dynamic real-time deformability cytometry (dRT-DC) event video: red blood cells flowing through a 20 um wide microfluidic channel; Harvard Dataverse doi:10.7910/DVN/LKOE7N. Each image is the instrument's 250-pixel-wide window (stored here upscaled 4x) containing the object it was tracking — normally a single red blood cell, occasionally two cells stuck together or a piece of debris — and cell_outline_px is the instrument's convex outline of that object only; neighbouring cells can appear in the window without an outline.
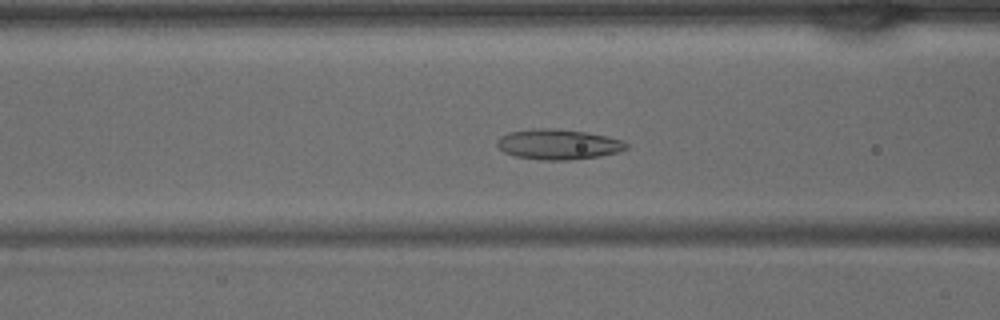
{"species": "common noctule bat (a hibernating species)", "species_latin": "Nyctalus noctula", "temperature_condition": "warm", "stored_images_in_passage": 42, "camera_frame_rate_fps": 3000, "um_per_image_px": 0.085, "animal": {"sex": "male", "body_mass_g": 15.6}, "frame": {"image": 1, "passage_image": 17, "time_ms": 5.333, "image_size_px": [1000, 320], "cell_outline_px": [[628, 148], [620, 152], [600, 156], [568, 160], [540, 160], [516, 156], [504, 152], [496, 144], [496, 140], [500, 136], [508, 132], [536, 128], [556, 128], [584, 132], [608, 136], [624, 140], [628, 144]], "centroid_in_image_um": [47.47, 12.26], "position_along_channel_um": 119.1, "area_um2": 23.0}}
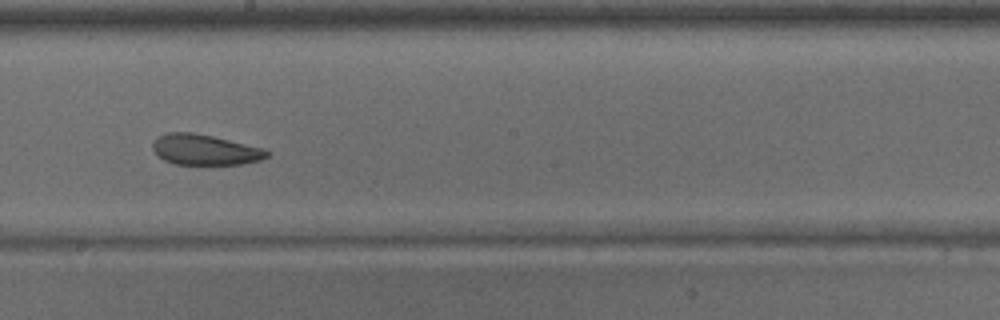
{"frame": {"image": 2, "passage_image": 24, "time_ms": 7.667, "image_size_px": [1000, 320], "cell_outline_px": [[268, 156], [260, 160], [244, 164], [176, 164], [164, 160], [152, 148], [152, 144], [160, 136], [168, 132], [192, 132], [212, 136], [264, 148], [268, 152]], "centroid_in_image_um": [17.44, 12.73], "position_along_channel_um": 230.8, "area_um2": 20.06}}
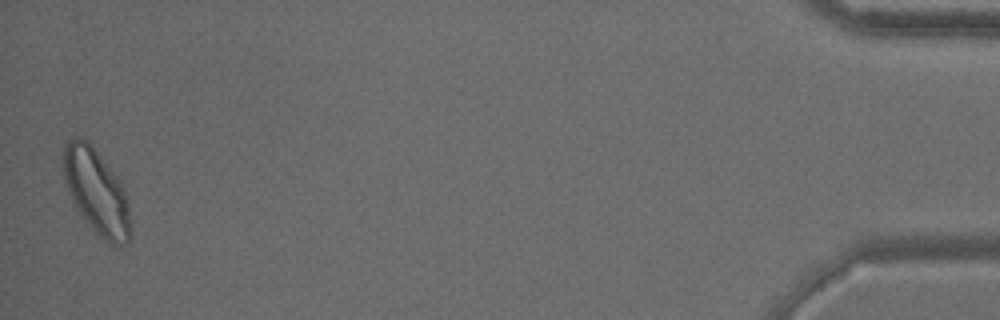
{"frame": {"image": 3, "passage_image": 42, "time_ms": 13.667, "image_size_px": [1000, 320], "cell_outline_px": [[132, 232], [128, 240], [120, 248], [112, 248], [96, 236], [76, 208], [72, 200], [64, 176], [64, 144], [72, 136], [84, 136], [88, 140], [120, 180], [128, 200]], "centroid_in_image_um": [8.23, 16.36], "position_along_channel_um": 427.0, "area_um2": 33.99}}